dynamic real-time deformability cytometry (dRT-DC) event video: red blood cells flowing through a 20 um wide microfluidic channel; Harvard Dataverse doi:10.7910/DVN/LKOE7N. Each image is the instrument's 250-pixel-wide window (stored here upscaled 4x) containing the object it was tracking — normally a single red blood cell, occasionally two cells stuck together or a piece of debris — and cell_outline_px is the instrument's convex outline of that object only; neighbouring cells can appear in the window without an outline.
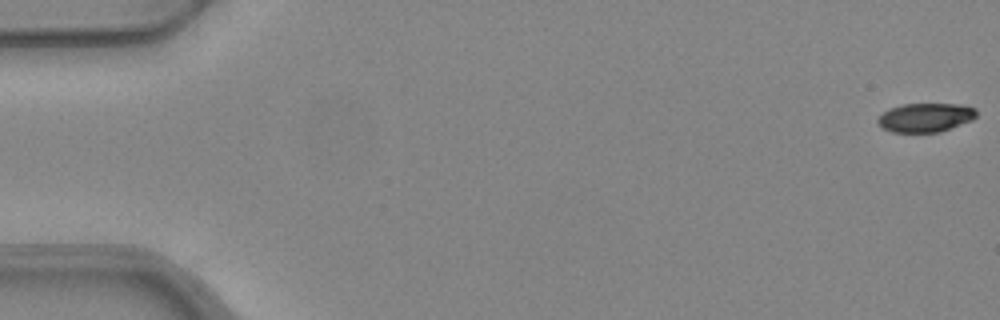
{"species": "common noctule bat (a hibernating species)", "species_latin": "Nyctalus noctula", "temperature_condition": "warm", "stored_images_in_passage": 17, "camera_frame_rate_fps": 3000, "um_per_image_px": 0.085, "animal": {"sex": "female", "body_mass_g": 24.6, "forearm_length_mm": 56.2}, "frame": {"image": 1, "passage_image": 1, "time_ms": 0.0, "image_size_px": [1000, 320], "cell_outline_px": [[976, 116], [972, 120], [940, 132], [892, 132], [880, 128], [876, 120], [888, 108], [904, 104], [960, 104], [976, 108]], "centroid_in_image_um": [78.64, 9.99], "position_along_channel_um": 6.4, "area_um2": 16.7}}
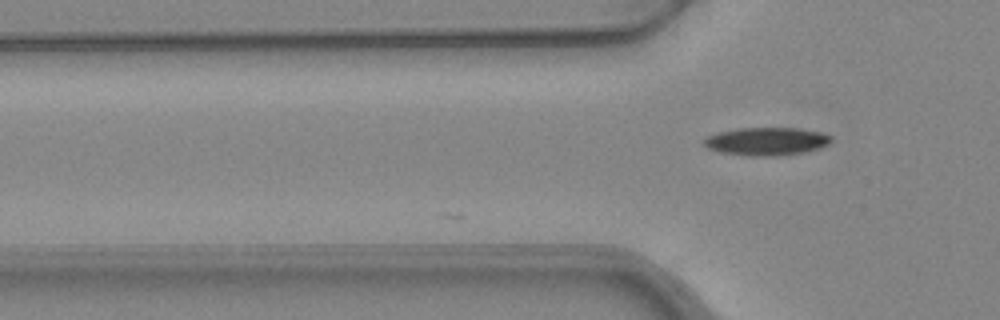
{"frame": {"image": 2, "passage_image": 17, "time_ms": 5.333, "image_size_px": [1000, 320], "cell_outline_px": [[832, 140], [828, 144], [820, 148], [804, 152], [780, 156], [744, 156], [720, 152], [708, 148], [704, 144], [704, 140], [708, 136], [716, 132], [740, 128], [800, 128], [820, 132], [832, 136]], "centroid_in_image_um": [65.16, 12.02], "position_along_channel_um": 60.6, "area_um2": 20.92}}